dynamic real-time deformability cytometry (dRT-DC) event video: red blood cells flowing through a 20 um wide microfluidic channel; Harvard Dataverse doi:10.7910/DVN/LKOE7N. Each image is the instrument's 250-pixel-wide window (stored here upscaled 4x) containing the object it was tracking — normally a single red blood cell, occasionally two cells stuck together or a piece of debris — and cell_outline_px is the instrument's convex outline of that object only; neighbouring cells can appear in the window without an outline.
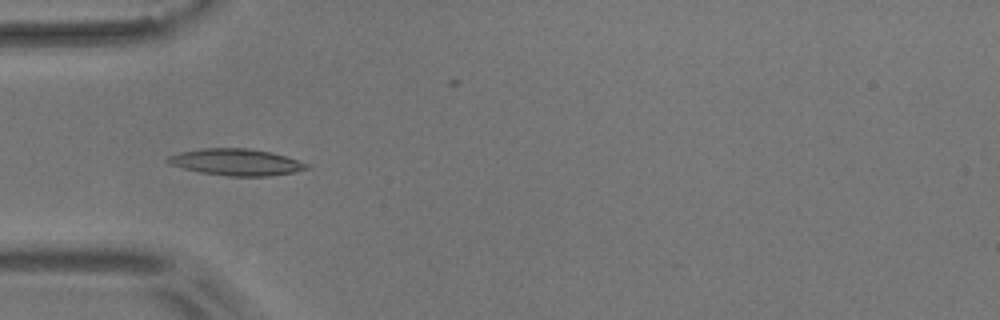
{"species": "common noctule bat (a hibernating species)", "species_latin": "Nyctalus noctula", "temperature_condition": "room temperature", "stored_images_in_passage": 7, "camera_frame_rate_fps": 3000, "um_per_image_px": 0.085, "animal": {"sex": "male", "body_mass_g": 17.9}, "frame": {"image": 1, "passage_image": 4, "time_ms": 3.667, "image_size_px": [1000, 320], "cell_outline_px": [[312, 168], [292, 172], [268, 176], [228, 176], [200, 172], [184, 168], [172, 164], [164, 160], [168, 156], [180, 152], [204, 148], [248, 148], [272, 152], [308, 164]], "centroid_in_image_um": [20.08, 13.78], "position_along_channel_um": 64.9, "area_um2": 21.33}}
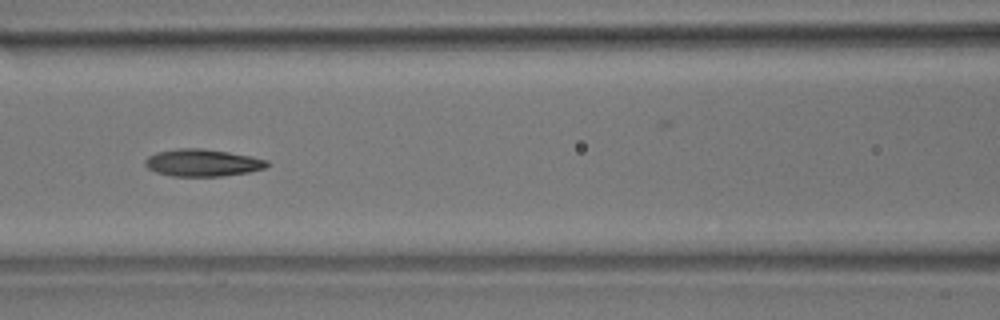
{"frame": {"image": 2, "passage_image": 6, "time_ms": 6.0, "image_size_px": [1000, 320], "cell_outline_px": [[272, 164], [264, 168], [248, 172], [224, 176], [172, 176], [156, 172], [148, 168], [144, 164], [144, 160], [148, 156], [156, 152], [180, 148], [204, 148], [252, 156], [268, 160]], "centroid_in_image_um": [17.23, 13.83], "position_along_channel_um": 149.4, "area_um2": 19.48}}
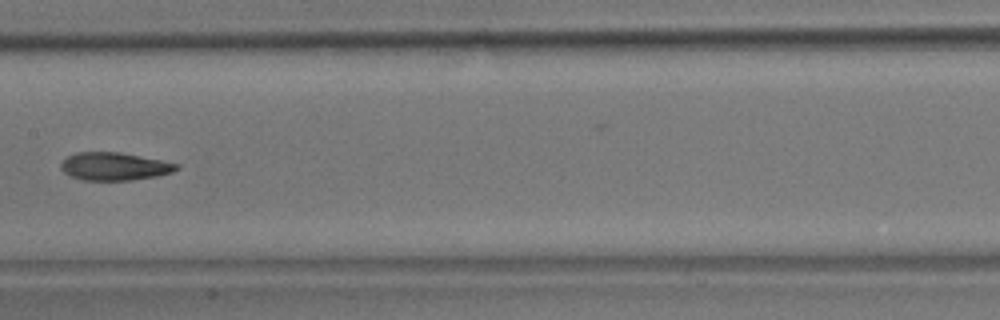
{"frame": {"image": 3, "passage_image": 7, "time_ms": 7.333, "image_size_px": [1000, 320], "cell_outline_px": [[180, 168], [172, 172], [156, 176], [132, 180], [84, 180], [72, 176], [64, 172], [60, 168], [60, 164], [68, 156], [76, 152], [120, 152], [180, 164]], "centroid_in_image_um": [9.73, 14.14], "position_along_channel_um": 197.7, "area_um2": 18.67}}